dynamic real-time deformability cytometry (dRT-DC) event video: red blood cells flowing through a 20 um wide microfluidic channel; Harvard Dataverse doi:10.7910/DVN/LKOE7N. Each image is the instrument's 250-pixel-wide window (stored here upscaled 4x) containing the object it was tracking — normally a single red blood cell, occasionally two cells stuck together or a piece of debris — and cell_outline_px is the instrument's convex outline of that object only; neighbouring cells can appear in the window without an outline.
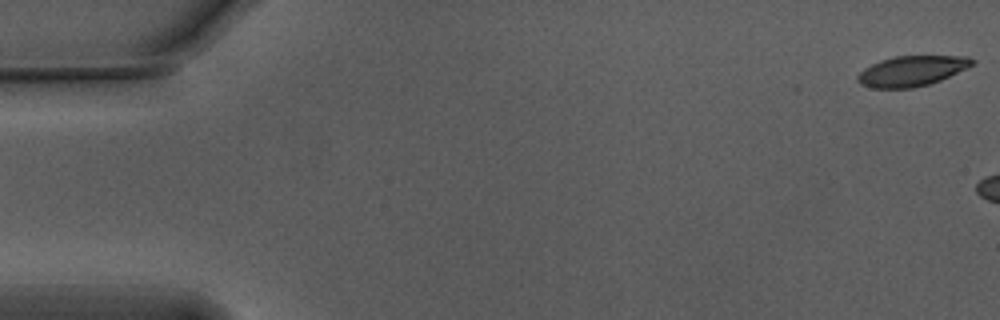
{"species": "Egyptian fruit bat (a non-hibernating species)", "species_latin": "Rousettus aegyptiacus", "temperature_condition": "warm", "stored_images_in_passage": 6, "camera_frame_rate_fps": 3000, "um_per_image_px": 0.085, "animal": {"sex": "male"}, "frame": {"image": 1, "passage_image": 1, "time_ms": 0.0, "image_size_px": [1000, 320], "cell_outline_px": [[976, 60], [972, 64], [940, 80], [928, 84], [912, 88], [872, 88], [860, 84], [856, 80], [856, 76], [864, 68], [880, 60], [896, 56], [968, 56]], "centroid_in_image_um": [77.44, 6.03], "position_along_channel_um": 7.6, "area_um2": 20.0}}